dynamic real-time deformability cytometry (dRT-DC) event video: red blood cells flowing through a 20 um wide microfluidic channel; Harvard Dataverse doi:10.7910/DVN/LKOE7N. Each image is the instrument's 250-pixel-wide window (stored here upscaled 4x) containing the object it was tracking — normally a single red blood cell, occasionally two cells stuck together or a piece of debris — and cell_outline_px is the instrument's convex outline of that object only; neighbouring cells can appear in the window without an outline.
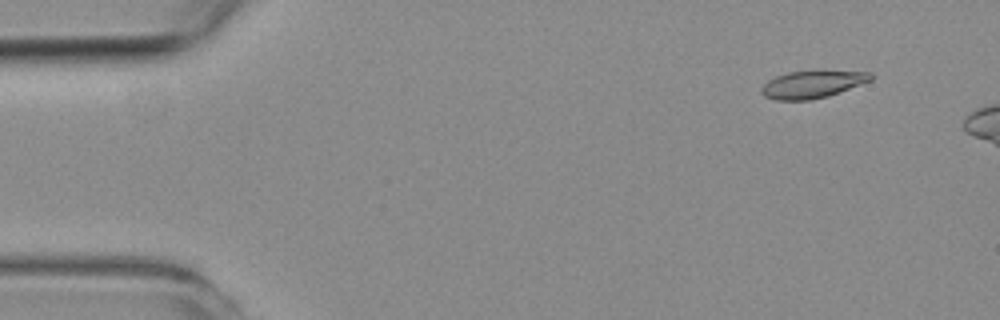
{"species": "common noctule bat (a hibernating species)", "species_latin": "Nyctalus noctula", "temperature_condition": "room temperature", "stored_images_in_passage": 8, "camera_frame_rate_fps": 3000, "um_per_image_px": 0.085, "animal": {"sex": "female", "body_mass_g": 19.3, "forearm_length_mm": 54.1}, "frame": {"image": 1, "passage_image": 2, "time_ms": 0.333, "image_size_px": [1000, 320], "cell_outline_px": [[872, 80], [840, 92], [828, 96], [808, 100], [776, 100], [764, 96], [760, 92], [760, 88], [768, 80], [776, 76], [788, 72], [816, 68], [872, 72]], "centroid_in_image_um": [69.08, 7.11], "position_along_channel_um": 15.9, "area_um2": 18.26}}